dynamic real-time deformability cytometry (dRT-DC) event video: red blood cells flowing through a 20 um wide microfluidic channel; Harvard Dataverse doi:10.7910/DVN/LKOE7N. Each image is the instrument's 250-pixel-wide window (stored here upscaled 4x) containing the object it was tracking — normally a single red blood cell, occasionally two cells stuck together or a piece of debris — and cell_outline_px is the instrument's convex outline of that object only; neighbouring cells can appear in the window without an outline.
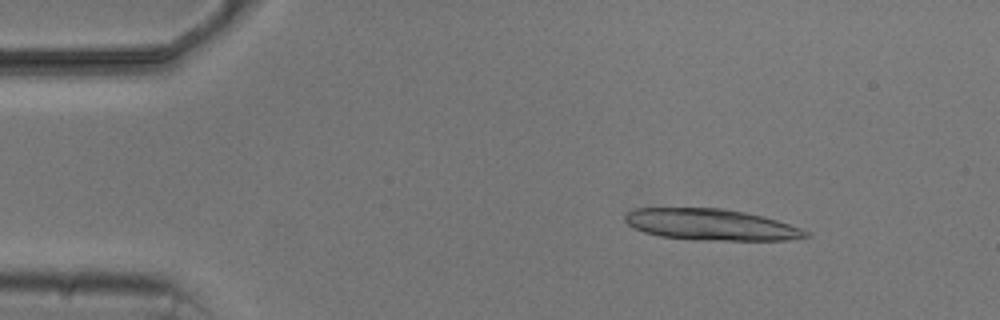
{"species": "common noctule bat (a hibernating species)", "species_latin": "Nyctalus noctula", "temperature_condition": "cold", "stored_images_in_passage": 8, "camera_frame_rate_fps": 3000, "um_per_image_px": 0.085, "animal": {"sex": "male", "body_mass_g": 20.5, "forearm_length_mm": 52.5}, "frame": {"image": 1, "passage_image": 2, "time_ms": 1.333, "image_size_px": [1000, 320], "cell_outline_px": [[812, 236], [788, 240], [708, 240], [660, 236], [644, 232], [628, 224], [624, 220], [624, 216], [628, 212], [636, 208], [724, 208], [744, 212], [776, 220], [812, 232]], "centroid_in_image_um": [60.46, 19.09], "position_along_channel_um": 24.5, "area_um2": 32.71}}
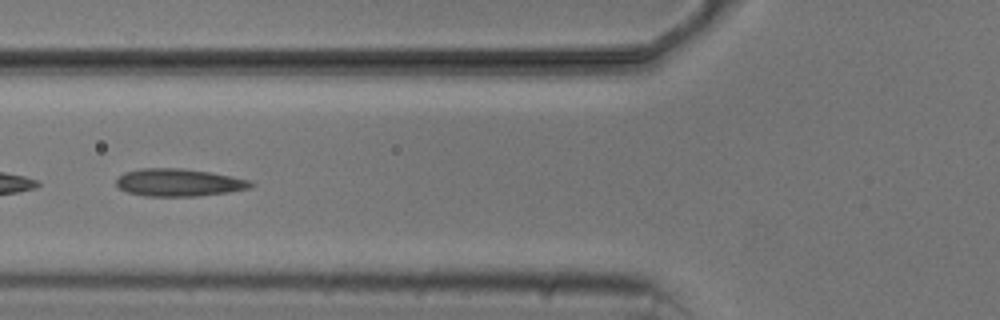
{"frame": {"image": 2, "passage_image": 6, "time_ms": 5.667, "image_size_px": [1000, 320], "cell_outline_px": [[256, 184], [248, 188], [228, 192], [196, 196], [144, 196], [128, 192], [120, 188], [116, 184], [116, 180], [124, 172], [140, 168], [180, 168], [208, 172], [252, 180]], "centroid_in_image_um": [15.2, 15.51], "position_along_channel_um": 110.6, "area_um2": 21.5}}
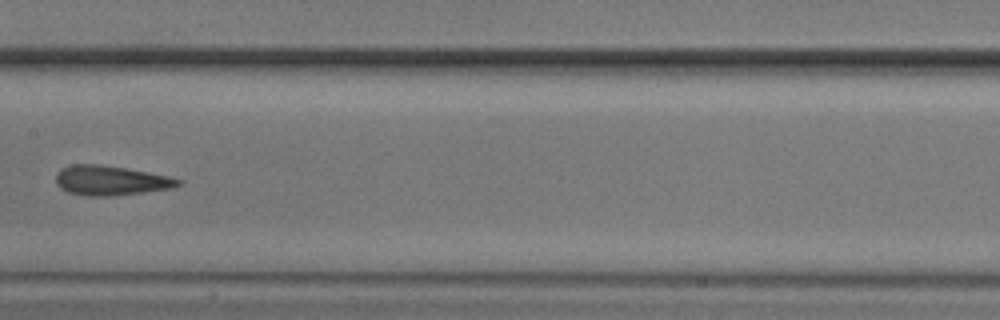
{"frame": {"image": 3, "passage_image": 8, "time_ms": 8.0, "image_size_px": [1000, 320], "cell_outline_px": [[184, 180], [180, 184], [172, 188], [108, 196], [84, 196], [68, 192], [60, 188], [56, 184], [56, 172], [72, 164], [100, 164], [148, 172], [168, 176]], "centroid_in_image_um": [9.38, 15.34], "position_along_channel_um": 198.0, "area_um2": 20.98}}